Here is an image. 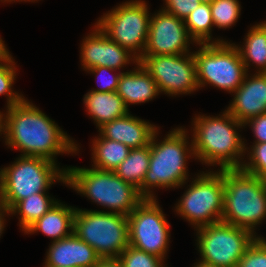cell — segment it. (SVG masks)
Segmentation results:
<instances>
[{
  "label": "cell",
  "mask_w": 266,
  "mask_h": 267,
  "mask_svg": "<svg viewBox=\"0 0 266 267\" xmlns=\"http://www.w3.org/2000/svg\"><path fill=\"white\" fill-rule=\"evenodd\" d=\"M137 68L130 72H121L117 94L125 106L145 103L160 93L159 88L147 71L137 63Z\"/></svg>",
  "instance_id": "19"
},
{
  "label": "cell",
  "mask_w": 266,
  "mask_h": 267,
  "mask_svg": "<svg viewBox=\"0 0 266 267\" xmlns=\"http://www.w3.org/2000/svg\"><path fill=\"white\" fill-rule=\"evenodd\" d=\"M245 38V47L237 49L246 70L252 61L259 66L258 73H266V26L261 22L251 27Z\"/></svg>",
  "instance_id": "24"
},
{
  "label": "cell",
  "mask_w": 266,
  "mask_h": 267,
  "mask_svg": "<svg viewBox=\"0 0 266 267\" xmlns=\"http://www.w3.org/2000/svg\"><path fill=\"white\" fill-rule=\"evenodd\" d=\"M94 28L95 31L86 36L81 45V62L85 70L100 66L117 70L129 64L131 59L138 63L135 55H131L128 49L110 40L97 24Z\"/></svg>",
  "instance_id": "15"
},
{
  "label": "cell",
  "mask_w": 266,
  "mask_h": 267,
  "mask_svg": "<svg viewBox=\"0 0 266 267\" xmlns=\"http://www.w3.org/2000/svg\"><path fill=\"white\" fill-rule=\"evenodd\" d=\"M194 267H215V266H209V265L203 264L201 262H198Z\"/></svg>",
  "instance_id": "40"
},
{
  "label": "cell",
  "mask_w": 266,
  "mask_h": 267,
  "mask_svg": "<svg viewBox=\"0 0 266 267\" xmlns=\"http://www.w3.org/2000/svg\"><path fill=\"white\" fill-rule=\"evenodd\" d=\"M150 18L146 2L132 0L109 11L96 24L110 40L134 51L135 57L140 59L147 44Z\"/></svg>",
  "instance_id": "11"
},
{
  "label": "cell",
  "mask_w": 266,
  "mask_h": 267,
  "mask_svg": "<svg viewBox=\"0 0 266 267\" xmlns=\"http://www.w3.org/2000/svg\"><path fill=\"white\" fill-rule=\"evenodd\" d=\"M185 26L192 40L198 44L222 43L223 40L211 41V28L214 26L210 4L200 5L185 19ZM211 41V42H210Z\"/></svg>",
  "instance_id": "26"
},
{
  "label": "cell",
  "mask_w": 266,
  "mask_h": 267,
  "mask_svg": "<svg viewBox=\"0 0 266 267\" xmlns=\"http://www.w3.org/2000/svg\"><path fill=\"white\" fill-rule=\"evenodd\" d=\"M123 267H164L163 259L128 245L119 255Z\"/></svg>",
  "instance_id": "28"
},
{
  "label": "cell",
  "mask_w": 266,
  "mask_h": 267,
  "mask_svg": "<svg viewBox=\"0 0 266 267\" xmlns=\"http://www.w3.org/2000/svg\"><path fill=\"white\" fill-rule=\"evenodd\" d=\"M0 170V203L9 210L28 196L45 193L56 180L67 184L66 169L43 157L20 156Z\"/></svg>",
  "instance_id": "6"
},
{
  "label": "cell",
  "mask_w": 266,
  "mask_h": 267,
  "mask_svg": "<svg viewBox=\"0 0 266 267\" xmlns=\"http://www.w3.org/2000/svg\"><path fill=\"white\" fill-rule=\"evenodd\" d=\"M254 74L251 78L248 73L244 81L234 92L235 96L227 111L239 122L266 113V73Z\"/></svg>",
  "instance_id": "16"
},
{
  "label": "cell",
  "mask_w": 266,
  "mask_h": 267,
  "mask_svg": "<svg viewBox=\"0 0 266 267\" xmlns=\"http://www.w3.org/2000/svg\"><path fill=\"white\" fill-rule=\"evenodd\" d=\"M237 267H266V240L257 236L240 258Z\"/></svg>",
  "instance_id": "31"
},
{
  "label": "cell",
  "mask_w": 266,
  "mask_h": 267,
  "mask_svg": "<svg viewBox=\"0 0 266 267\" xmlns=\"http://www.w3.org/2000/svg\"><path fill=\"white\" fill-rule=\"evenodd\" d=\"M84 104L98 127L129 113L117 92H94L84 95Z\"/></svg>",
  "instance_id": "21"
},
{
  "label": "cell",
  "mask_w": 266,
  "mask_h": 267,
  "mask_svg": "<svg viewBox=\"0 0 266 267\" xmlns=\"http://www.w3.org/2000/svg\"><path fill=\"white\" fill-rule=\"evenodd\" d=\"M253 144L248 153L250 154V162L242 164L241 169L262 178L266 182V142Z\"/></svg>",
  "instance_id": "30"
},
{
  "label": "cell",
  "mask_w": 266,
  "mask_h": 267,
  "mask_svg": "<svg viewBox=\"0 0 266 267\" xmlns=\"http://www.w3.org/2000/svg\"><path fill=\"white\" fill-rule=\"evenodd\" d=\"M0 1H2V2H3V1H4V2H6V1L9 2V1H10V2H11V1H15V0H0ZM16 1H17V0H16ZM18 1H36V0H18Z\"/></svg>",
  "instance_id": "42"
},
{
  "label": "cell",
  "mask_w": 266,
  "mask_h": 267,
  "mask_svg": "<svg viewBox=\"0 0 266 267\" xmlns=\"http://www.w3.org/2000/svg\"><path fill=\"white\" fill-rule=\"evenodd\" d=\"M101 257L93 247L74 233L53 241L47 252L44 267H95Z\"/></svg>",
  "instance_id": "17"
},
{
  "label": "cell",
  "mask_w": 266,
  "mask_h": 267,
  "mask_svg": "<svg viewBox=\"0 0 266 267\" xmlns=\"http://www.w3.org/2000/svg\"><path fill=\"white\" fill-rule=\"evenodd\" d=\"M3 132V114L0 112V133Z\"/></svg>",
  "instance_id": "39"
},
{
  "label": "cell",
  "mask_w": 266,
  "mask_h": 267,
  "mask_svg": "<svg viewBox=\"0 0 266 267\" xmlns=\"http://www.w3.org/2000/svg\"><path fill=\"white\" fill-rule=\"evenodd\" d=\"M99 136V138L94 139L92 144L93 168L103 171H115L128 157L131 149L123 143Z\"/></svg>",
  "instance_id": "22"
},
{
  "label": "cell",
  "mask_w": 266,
  "mask_h": 267,
  "mask_svg": "<svg viewBox=\"0 0 266 267\" xmlns=\"http://www.w3.org/2000/svg\"><path fill=\"white\" fill-rule=\"evenodd\" d=\"M224 201L223 169L198 175L176 206V212L195 228L222 220ZM197 226V227H196Z\"/></svg>",
  "instance_id": "10"
},
{
  "label": "cell",
  "mask_w": 266,
  "mask_h": 267,
  "mask_svg": "<svg viewBox=\"0 0 266 267\" xmlns=\"http://www.w3.org/2000/svg\"><path fill=\"white\" fill-rule=\"evenodd\" d=\"M73 233L101 258H118L129 245L128 216L76 208Z\"/></svg>",
  "instance_id": "7"
},
{
  "label": "cell",
  "mask_w": 266,
  "mask_h": 267,
  "mask_svg": "<svg viewBox=\"0 0 266 267\" xmlns=\"http://www.w3.org/2000/svg\"><path fill=\"white\" fill-rule=\"evenodd\" d=\"M98 129L103 138L123 143L130 149H135L149 145L158 128L127 113L123 117L104 123Z\"/></svg>",
  "instance_id": "18"
},
{
  "label": "cell",
  "mask_w": 266,
  "mask_h": 267,
  "mask_svg": "<svg viewBox=\"0 0 266 267\" xmlns=\"http://www.w3.org/2000/svg\"><path fill=\"white\" fill-rule=\"evenodd\" d=\"M95 267H123L118 258H101Z\"/></svg>",
  "instance_id": "35"
},
{
  "label": "cell",
  "mask_w": 266,
  "mask_h": 267,
  "mask_svg": "<svg viewBox=\"0 0 266 267\" xmlns=\"http://www.w3.org/2000/svg\"><path fill=\"white\" fill-rule=\"evenodd\" d=\"M193 56L199 88L206 83L233 93L247 75L246 67L235 44L226 41L202 44Z\"/></svg>",
  "instance_id": "8"
},
{
  "label": "cell",
  "mask_w": 266,
  "mask_h": 267,
  "mask_svg": "<svg viewBox=\"0 0 266 267\" xmlns=\"http://www.w3.org/2000/svg\"><path fill=\"white\" fill-rule=\"evenodd\" d=\"M66 169L67 185L90 200L128 216L144 199L132 184L125 182L114 171L95 168Z\"/></svg>",
  "instance_id": "5"
},
{
  "label": "cell",
  "mask_w": 266,
  "mask_h": 267,
  "mask_svg": "<svg viewBox=\"0 0 266 267\" xmlns=\"http://www.w3.org/2000/svg\"><path fill=\"white\" fill-rule=\"evenodd\" d=\"M201 3L211 4L214 0H199Z\"/></svg>",
  "instance_id": "41"
},
{
  "label": "cell",
  "mask_w": 266,
  "mask_h": 267,
  "mask_svg": "<svg viewBox=\"0 0 266 267\" xmlns=\"http://www.w3.org/2000/svg\"><path fill=\"white\" fill-rule=\"evenodd\" d=\"M186 132L182 128L174 129L161 142H156L158 133L154 132L150 141L149 169L138 189L143 198H155L150 188H175L186 182V158L194 156L192 142L187 147Z\"/></svg>",
  "instance_id": "4"
},
{
  "label": "cell",
  "mask_w": 266,
  "mask_h": 267,
  "mask_svg": "<svg viewBox=\"0 0 266 267\" xmlns=\"http://www.w3.org/2000/svg\"><path fill=\"white\" fill-rule=\"evenodd\" d=\"M87 71H90L92 74H97V76L99 77L100 75H102V73L104 74V72H112V71H115L114 69H111V68H108V67H105V66H100V67H94L92 69H88ZM120 75H121V72L120 74H117L115 76H110L104 80H102V87L99 89H93L91 91H94V92H115L118 88V82H119V78H120ZM101 77V76H100ZM99 77V78H100ZM101 80V79H100Z\"/></svg>",
  "instance_id": "33"
},
{
  "label": "cell",
  "mask_w": 266,
  "mask_h": 267,
  "mask_svg": "<svg viewBox=\"0 0 266 267\" xmlns=\"http://www.w3.org/2000/svg\"><path fill=\"white\" fill-rule=\"evenodd\" d=\"M75 211L76 208L57 202L40 219L31 224L25 233L41 231L53 238V241L66 238L73 234Z\"/></svg>",
  "instance_id": "20"
},
{
  "label": "cell",
  "mask_w": 266,
  "mask_h": 267,
  "mask_svg": "<svg viewBox=\"0 0 266 267\" xmlns=\"http://www.w3.org/2000/svg\"><path fill=\"white\" fill-rule=\"evenodd\" d=\"M210 8L214 26L225 29L236 23L241 11L238 0H214Z\"/></svg>",
  "instance_id": "27"
},
{
  "label": "cell",
  "mask_w": 266,
  "mask_h": 267,
  "mask_svg": "<svg viewBox=\"0 0 266 267\" xmlns=\"http://www.w3.org/2000/svg\"><path fill=\"white\" fill-rule=\"evenodd\" d=\"M224 201L222 222L247 229L266 217V182L241 168L223 169Z\"/></svg>",
  "instance_id": "3"
},
{
  "label": "cell",
  "mask_w": 266,
  "mask_h": 267,
  "mask_svg": "<svg viewBox=\"0 0 266 267\" xmlns=\"http://www.w3.org/2000/svg\"><path fill=\"white\" fill-rule=\"evenodd\" d=\"M3 114L5 143L21 156L43 157L55 162L60 153H75L77 145L58 125L26 99Z\"/></svg>",
  "instance_id": "1"
},
{
  "label": "cell",
  "mask_w": 266,
  "mask_h": 267,
  "mask_svg": "<svg viewBox=\"0 0 266 267\" xmlns=\"http://www.w3.org/2000/svg\"><path fill=\"white\" fill-rule=\"evenodd\" d=\"M189 39L194 42L184 20L162 9L150 18L143 56L187 54Z\"/></svg>",
  "instance_id": "14"
},
{
  "label": "cell",
  "mask_w": 266,
  "mask_h": 267,
  "mask_svg": "<svg viewBox=\"0 0 266 267\" xmlns=\"http://www.w3.org/2000/svg\"><path fill=\"white\" fill-rule=\"evenodd\" d=\"M12 56L10 55L3 63L0 65V95H7V108L13 106L15 104H19L24 97L18 94L17 92H13L12 85L16 76V68L14 64V60H12Z\"/></svg>",
  "instance_id": "29"
},
{
  "label": "cell",
  "mask_w": 266,
  "mask_h": 267,
  "mask_svg": "<svg viewBox=\"0 0 266 267\" xmlns=\"http://www.w3.org/2000/svg\"><path fill=\"white\" fill-rule=\"evenodd\" d=\"M193 124L194 134L191 141L194 157L211 166L218 163L220 169L242 167L244 162L239 158L246 148L236 131L238 127H244L243 123L225 110L221 117L198 115Z\"/></svg>",
  "instance_id": "2"
},
{
  "label": "cell",
  "mask_w": 266,
  "mask_h": 267,
  "mask_svg": "<svg viewBox=\"0 0 266 267\" xmlns=\"http://www.w3.org/2000/svg\"><path fill=\"white\" fill-rule=\"evenodd\" d=\"M150 144L141 148L131 149L128 157L116 168L114 173L122 180L139 189L149 169Z\"/></svg>",
  "instance_id": "23"
},
{
  "label": "cell",
  "mask_w": 266,
  "mask_h": 267,
  "mask_svg": "<svg viewBox=\"0 0 266 267\" xmlns=\"http://www.w3.org/2000/svg\"><path fill=\"white\" fill-rule=\"evenodd\" d=\"M9 56H10L9 53H0V65H1V63H3Z\"/></svg>",
  "instance_id": "38"
},
{
  "label": "cell",
  "mask_w": 266,
  "mask_h": 267,
  "mask_svg": "<svg viewBox=\"0 0 266 267\" xmlns=\"http://www.w3.org/2000/svg\"><path fill=\"white\" fill-rule=\"evenodd\" d=\"M138 63L165 94H189L199 88L196 63L191 54L142 56Z\"/></svg>",
  "instance_id": "13"
},
{
  "label": "cell",
  "mask_w": 266,
  "mask_h": 267,
  "mask_svg": "<svg viewBox=\"0 0 266 267\" xmlns=\"http://www.w3.org/2000/svg\"><path fill=\"white\" fill-rule=\"evenodd\" d=\"M196 230L200 262L215 267H237L240 258L257 238L247 229L222 221Z\"/></svg>",
  "instance_id": "9"
},
{
  "label": "cell",
  "mask_w": 266,
  "mask_h": 267,
  "mask_svg": "<svg viewBox=\"0 0 266 267\" xmlns=\"http://www.w3.org/2000/svg\"><path fill=\"white\" fill-rule=\"evenodd\" d=\"M250 123L252 131L257 140L254 143L266 142V113L253 117L244 123V126ZM246 124V125H245Z\"/></svg>",
  "instance_id": "34"
},
{
  "label": "cell",
  "mask_w": 266,
  "mask_h": 267,
  "mask_svg": "<svg viewBox=\"0 0 266 267\" xmlns=\"http://www.w3.org/2000/svg\"><path fill=\"white\" fill-rule=\"evenodd\" d=\"M166 7L163 10L175 15L177 18L185 19L189 16L193 10H195L199 5V0H165Z\"/></svg>",
  "instance_id": "32"
},
{
  "label": "cell",
  "mask_w": 266,
  "mask_h": 267,
  "mask_svg": "<svg viewBox=\"0 0 266 267\" xmlns=\"http://www.w3.org/2000/svg\"><path fill=\"white\" fill-rule=\"evenodd\" d=\"M4 213H6V214L8 213V215H9L10 210L5 205L0 203V236L2 234V231L4 230V219H5V218H3V217H5Z\"/></svg>",
  "instance_id": "36"
},
{
  "label": "cell",
  "mask_w": 266,
  "mask_h": 267,
  "mask_svg": "<svg viewBox=\"0 0 266 267\" xmlns=\"http://www.w3.org/2000/svg\"><path fill=\"white\" fill-rule=\"evenodd\" d=\"M58 201L47 196L46 193H35L17 202L11 209L10 214H20L19 222L22 231L40 219Z\"/></svg>",
  "instance_id": "25"
},
{
  "label": "cell",
  "mask_w": 266,
  "mask_h": 267,
  "mask_svg": "<svg viewBox=\"0 0 266 267\" xmlns=\"http://www.w3.org/2000/svg\"><path fill=\"white\" fill-rule=\"evenodd\" d=\"M0 53H9V51L6 49V47L4 45V41L2 40L1 37H0Z\"/></svg>",
  "instance_id": "37"
},
{
  "label": "cell",
  "mask_w": 266,
  "mask_h": 267,
  "mask_svg": "<svg viewBox=\"0 0 266 267\" xmlns=\"http://www.w3.org/2000/svg\"><path fill=\"white\" fill-rule=\"evenodd\" d=\"M156 198H144L128 215L129 245L164 260L169 224Z\"/></svg>",
  "instance_id": "12"
}]
</instances>
